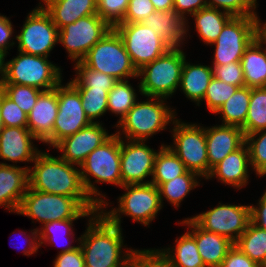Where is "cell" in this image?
<instances>
[{
    "label": "cell",
    "instance_id": "1",
    "mask_svg": "<svg viewBox=\"0 0 266 267\" xmlns=\"http://www.w3.org/2000/svg\"><path fill=\"white\" fill-rule=\"evenodd\" d=\"M40 151L28 170L29 188L75 198L84 208H100L86 192L80 168Z\"/></svg>",
    "mask_w": 266,
    "mask_h": 267
},
{
    "label": "cell",
    "instance_id": "2",
    "mask_svg": "<svg viewBox=\"0 0 266 267\" xmlns=\"http://www.w3.org/2000/svg\"><path fill=\"white\" fill-rule=\"evenodd\" d=\"M88 219V227L77 239L85 267H126L135 249L127 248L124 252L122 228L112 224L101 212Z\"/></svg>",
    "mask_w": 266,
    "mask_h": 267
},
{
    "label": "cell",
    "instance_id": "3",
    "mask_svg": "<svg viewBox=\"0 0 266 267\" xmlns=\"http://www.w3.org/2000/svg\"><path fill=\"white\" fill-rule=\"evenodd\" d=\"M79 168L86 192L100 209H106L110 203L105 199V195L98 191L94 183H108L122 187L120 137L113 133L107 141L85 158ZM90 176L96 180L92 182Z\"/></svg>",
    "mask_w": 266,
    "mask_h": 267
},
{
    "label": "cell",
    "instance_id": "4",
    "mask_svg": "<svg viewBox=\"0 0 266 267\" xmlns=\"http://www.w3.org/2000/svg\"><path fill=\"white\" fill-rule=\"evenodd\" d=\"M147 101H136L129 112L115 125L121 131L116 134L123 139L147 141L151 136L164 131L176 118L175 109L166 105L165 98L148 97ZM121 135H123L121 137ZM149 137V138H148Z\"/></svg>",
    "mask_w": 266,
    "mask_h": 267
},
{
    "label": "cell",
    "instance_id": "5",
    "mask_svg": "<svg viewBox=\"0 0 266 267\" xmlns=\"http://www.w3.org/2000/svg\"><path fill=\"white\" fill-rule=\"evenodd\" d=\"M100 208H84L75 198L36 191L28 187L17 214L44 224L56 220L92 217Z\"/></svg>",
    "mask_w": 266,
    "mask_h": 267
},
{
    "label": "cell",
    "instance_id": "6",
    "mask_svg": "<svg viewBox=\"0 0 266 267\" xmlns=\"http://www.w3.org/2000/svg\"><path fill=\"white\" fill-rule=\"evenodd\" d=\"M186 54L181 47H171L163 55L138 70L141 95L145 97H171L180 85Z\"/></svg>",
    "mask_w": 266,
    "mask_h": 267
},
{
    "label": "cell",
    "instance_id": "7",
    "mask_svg": "<svg viewBox=\"0 0 266 267\" xmlns=\"http://www.w3.org/2000/svg\"><path fill=\"white\" fill-rule=\"evenodd\" d=\"M121 188L126 192L118 198V208L111 211L100 209V212L114 225L121 228V215L130 216L134 222L146 227L150 225L162 209L160 193L157 186L147 184H127ZM105 211V212H104Z\"/></svg>",
    "mask_w": 266,
    "mask_h": 267
},
{
    "label": "cell",
    "instance_id": "8",
    "mask_svg": "<svg viewBox=\"0 0 266 267\" xmlns=\"http://www.w3.org/2000/svg\"><path fill=\"white\" fill-rule=\"evenodd\" d=\"M18 52L15 58L6 61L3 84L27 85L48 91L62 83L60 67L48 58Z\"/></svg>",
    "mask_w": 266,
    "mask_h": 267
},
{
    "label": "cell",
    "instance_id": "9",
    "mask_svg": "<svg viewBox=\"0 0 266 267\" xmlns=\"http://www.w3.org/2000/svg\"><path fill=\"white\" fill-rule=\"evenodd\" d=\"M82 62L88 68L117 80L138 78V71L133 66L121 37L113 28L89 50Z\"/></svg>",
    "mask_w": 266,
    "mask_h": 267
},
{
    "label": "cell",
    "instance_id": "10",
    "mask_svg": "<svg viewBox=\"0 0 266 267\" xmlns=\"http://www.w3.org/2000/svg\"><path fill=\"white\" fill-rule=\"evenodd\" d=\"M172 124L173 144L167 145L185 164L188 171L205 180L209 176V162L206 149L205 127L189 124L176 118Z\"/></svg>",
    "mask_w": 266,
    "mask_h": 267
},
{
    "label": "cell",
    "instance_id": "11",
    "mask_svg": "<svg viewBox=\"0 0 266 267\" xmlns=\"http://www.w3.org/2000/svg\"><path fill=\"white\" fill-rule=\"evenodd\" d=\"M113 29L121 37L136 70L159 58L171 46L145 23H119Z\"/></svg>",
    "mask_w": 266,
    "mask_h": 267
},
{
    "label": "cell",
    "instance_id": "12",
    "mask_svg": "<svg viewBox=\"0 0 266 267\" xmlns=\"http://www.w3.org/2000/svg\"><path fill=\"white\" fill-rule=\"evenodd\" d=\"M258 36V17L233 16L216 41L213 65L241 61L245 49Z\"/></svg>",
    "mask_w": 266,
    "mask_h": 267
},
{
    "label": "cell",
    "instance_id": "13",
    "mask_svg": "<svg viewBox=\"0 0 266 267\" xmlns=\"http://www.w3.org/2000/svg\"><path fill=\"white\" fill-rule=\"evenodd\" d=\"M58 31L51 16L39 4L28 13L20 33L15 36L18 51L48 58L58 44Z\"/></svg>",
    "mask_w": 266,
    "mask_h": 267
},
{
    "label": "cell",
    "instance_id": "14",
    "mask_svg": "<svg viewBox=\"0 0 266 267\" xmlns=\"http://www.w3.org/2000/svg\"><path fill=\"white\" fill-rule=\"evenodd\" d=\"M111 29L98 14L89 15L62 27L58 31V43L68 52L70 60L81 62Z\"/></svg>",
    "mask_w": 266,
    "mask_h": 267
},
{
    "label": "cell",
    "instance_id": "15",
    "mask_svg": "<svg viewBox=\"0 0 266 267\" xmlns=\"http://www.w3.org/2000/svg\"><path fill=\"white\" fill-rule=\"evenodd\" d=\"M202 229L235 243L251 222L250 205L222 204L191 217Z\"/></svg>",
    "mask_w": 266,
    "mask_h": 267
},
{
    "label": "cell",
    "instance_id": "16",
    "mask_svg": "<svg viewBox=\"0 0 266 267\" xmlns=\"http://www.w3.org/2000/svg\"><path fill=\"white\" fill-rule=\"evenodd\" d=\"M58 114L53 127V147L65 137L89 126L79 92L68 82L57 86Z\"/></svg>",
    "mask_w": 266,
    "mask_h": 267
},
{
    "label": "cell",
    "instance_id": "17",
    "mask_svg": "<svg viewBox=\"0 0 266 267\" xmlns=\"http://www.w3.org/2000/svg\"><path fill=\"white\" fill-rule=\"evenodd\" d=\"M157 153L158 150H153L147 146L145 141L124 140V138H120L122 186L151 183V180L145 179L149 176L152 178Z\"/></svg>",
    "mask_w": 266,
    "mask_h": 267
},
{
    "label": "cell",
    "instance_id": "18",
    "mask_svg": "<svg viewBox=\"0 0 266 267\" xmlns=\"http://www.w3.org/2000/svg\"><path fill=\"white\" fill-rule=\"evenodd\" d=\"M113 134H108L102 123H91L75 134L59 141L54 148L61 151V158L79 167L85 158Z\"/></svg>",
    "mask_w": 266,
    "mask_h": 267
},
{
    "label": "cell",
    "instance_id": "19",
    "mask_svg": "<svg viewBox=\"0 0 266 267\" xmlns=\"http://www.w3.org/2000/svg\"><path fill=\"white\" fill-rule=\"evenodd\" d=\"M58 114L57 87L43 91L27 115V128L38 139L53 147V127Z\"/></svg>",
    "mask_w": 266,
    "mask_h": 267
},
{
    "label": "cell",
    "instance_id": "20",
    "mask_svg": "<svg viewBox=\"0 0 266 267\" xmlns=\"http://www.w3.org/2000/svg\"><path fill=\"white\" fill-rule=\"evenodd\" d=\"M205 136L209 174L215 165L245 144V134L237 126L221 124L205 127Z\"/></svg>",
    "mask_w": 266,
    "mask_h": 267
},
{
    "label": "cell",
    "instance_id": "21",
    "mask_svg": "<svg viewBox=\"0 0 266 267\" xmlns=\"http://www.w3.org/2000/svg\"><path fill=\"white\" fill-rule=\"evenodd\" d=\"M34 140L38 141L27 127H4L0 131V159L33 163L41 151L34 146Z\"/></svg>",
    "mask_w": 266,
    "mask_h": 267
},
{
    "label": "cell",
    "instance_id": "22",
    "mask_svg": "<svg viewBox=\"0 0 266 267\" xmlns=\"http://www.w3.org/2000/svg\"><path fill=\"white\" fill-rule=\"evenodd\" d=\"M179 223L188 226V232L195 238L205 267H220L234 243L226 237L202 229L191 217Z\"/></svg>",
    "mask_w": 266,
    "mask_h": 267
},
{
    "label": "cell",
    "instance_id": "23",
    "mask_svg": "<svg viewBox=\"0 0 266 267\" xmlns=\"http://www.w3.org/2000/svg\"><path fill=\"white\" fill-rule=\"evenodd\" d=\"M29 168L0 162V207L5 206L9 212L17 213L29 187Z\"/></svg>",
    "mask_w": 266,
    "mask_h": 267
},
{
    "label": "cell",
    "instance_id": "24",
    "mask_svg": "<svg viewBox=\"0 0 266 267\" xmlns=\"http://www.w3.org/2000/svg\"><path fill=\"white\" fill-rule=\"evenodd\" d=\"M249 165H251L249 151L247 145L244 144L215 165L207 179L215 177L221 183L231 185L239 190L249 183Z\"/></svg>",
    "mask_w": 266,
    "mask_h": 267
},
{
    "label": "cell",
    "instance_id": "25",
    "mask_svg": "<svg viewBox=\"0 0 266 267\" xmlns=\"http://www.w3.org/2000/svg\"><path fill=\"white\" fill-rule=\"evenodd\" d=\"M39 4L58 30L80 18L97 14V0H41Z\"/></svg>",
    "mask_w": 266,
    "mask_h": 267
},
{
    "label": "cell",
    "instance_id": "26",
    "mask_svg": "<svg viewBox=\"0 0 266 267\" xmlns=\"http://www.w3.org/2000/svg\"><path fill=\"white\" fill-rule=\"evenodd\" d=\"M171 47H182L186 37V21L174 10L155 11L143 22ZM183 41V42H182Z\"/></svg>",
    "mask_w": 266,
    "mask_h": 267
},
{
    "label": "cell",
    "instance_id": "27",
    "mask_svg": "<svg viewBox=\"0 0 266 267\" xmlns=\"http://www.w3.org/2000/svg\"><path fill=\"white\" fill-rule=\"evenodd\" d=\"M245 86L259 88L266 86V45L258 36L245 49L241 58Z\"/></svg>",
    "mask_w": 266,
    "mask_h": 267
},
{
    "label": "cell",
    "instance_id": "28",
    "mask_svg": "<svg viewBox=\"0 0 266 267\" xmlns=\"http://www.w3.org/2000/svg\"><path fill=\"white\" fill-rule=\"evenodd\" d=\"M212 78L211 66L193 65L185 58L179 87L189 100L200 106Z\"/></svg>",
    "mask_w": 266,
    "mask_h": 267
},
{
    "label": "cell",
    "instance_id": "29",
    "mask_svg": "<svg viewBox=\"0 0 266 267\" xmlns=\"http://www.w3.org/2000/svg\"><path fill=\"white\" fill-rule=\"evenodd\" d=\"M196 31L204 44H213L222 32L225 24L233 17L231 14L215 8L206 7L191 15Z\"/></svg>",
    "mask_w": 266,
    "mask_h": 267
},
{
    "label": "cell",
    "instance_id": "30",
    "mask_svg": "<svg viewBox=\"0 0 266 267\" xmlns=\"http://www.w3.org/2000/svg\"><path fill=\"white\" fill-rule=\"evenodd\" d=\"M159 148L151 178V183L157 187L188 171L185 164L167 145L161 144Z\"/></svg>",
    "mask_w": 266,
    "mask_h": 267
},
{
    "label": "cell",
    "instance_id": "31",
    "mask_svg": "<svg viewBox=\"0 0 266 267\" xmlns=\"http://www.w3.org/2000/svg\"><path fill=\"white\" fill-rule=\"evenodd\" d=\"M249 103L250 88L247 86L240 87L214 114L222 116V125L242 128L247 118Z\"/></svg>",
    "mask_w": 266,
    "mask_h": 267
},
{
    "label": "cell",
    "instance_id": "32",
    "mask_svg": "<svg viewBox=\"0 0 266 267\" xmlns=\"http://www.w3.org/2000/svg\"><path fill=\"white\" fill-rule=\"evenodd\" d=\"M174 248L160 249L176 267H205L201 255L198 252L195 238L185 232L176 240Z\"/></svg>",
    "mask_w": 266,
    "mask_h": 267
},
{
    "label": "cell",
    "instance_id": "33",
    "mask_svg": "<svg viewBox=\"0 0 266 267\" xmlns=\"http://www.w3.org/2000/svg\"><path fill=\"white\" fill-rule=\"evenodd\" d=\"M199 177L198 174L187 171L181 176H177L168 182L162 183L158 187L162 206L164 203L163 198H165L170 204H173L172 206L178 209L180 203L189 192L200 185L198 181Z\"/></svg>",
    "mask_w": 266,
    "mask_h": 267
},
{
    "label": "cell",
    "instance_id": "34",
    "mask_svg": "<svg viewBox=\"0 0 266 267\" xmlns=\"http://www.w3.org/2000/svg\"><path fill=\"white\" fill-rule=\"evenodd\" d=\"M234 245L261 266L266 259V230L250 222Z\"/></svg>",
    "mask_w": 266,
    "mask_h": 267
},
{
    "label": "cell",
    "instance_id": "35",
    "mask_svg": "<svg viewBox=\"0 0 266 267\" xmlns=\"http://www.w3.org/2000/svg\"><path fill=\"white\" fill-rule=\"evenodd\" d=\"M242 130L245 136L266 130V87L250 88L248 114Z\"/></svg>",
    "mask_w": 266,
    "mask_h": 267
},
{
    "label": "cell",
    "instance_id": "36",
    "mask_svg": "<svg viewBox=\"0 0 266 267\" xmlns=\"http://www.w3.org/2000/svg\"><path fill=\"white\" fill-rule=\"evenodd\" d=\"M138 100L135 89L128 80H118L108 92V111L119 116L117 123L129 112Z\"/></svg>",
    "mask_w": 266,
    "mask_h": 267
},
{
    "label": "cell",
    "instance_id": "37",
    "mask_svg": "<svg viewBox=\"0 0 266 267\" xmlns=\"http://www.w3.org/2000/svg\"><path fill=\"white\" fill-rule=\"evenodd\" d=\"M75 63L76 77L69 81L74 88H93L110 91L118 81L103 72L88 68L82 61Z\"/></svg>",
    "mask_w": 266,
    "mask_h": 267
},
{
    "label": "cell",
    "instance_id": "38",
    "mask_svg": "<svg viewBox=\"0 0 266 267\" xmlns=\"http://www.w3.org/2000/svg\"><path fill=\"white\" fill-rule=\"evenodd\" d=\"M75 220H78V219L56 220V221H52V222H48L44 224L40 229H38L40 247L42 244H46V243L49 244V243L54 242L53 244L55 243L59 244L60 242L58 238H60L59 237L60 235L61 237H63L62 236L63 233H64L63 235L65 236V238L66 236H68L67 238H70V237L74 238L72 226H73V221ZM69 242H70L69 244L65 243V247L63 243L61 244L63 245L64 248L61 251H59V253L71 251L78 247V245L77 246L70 245L71 242H73L72 240Z\"/></svg>",
    "mask_w": 266,
    "mask_h": 267
},
{
    "label": "cell",
    "instance_id": "39",
    "mask_svg": "<svg viewBox=\"0 0 266 267\" xmlns=\"http://www.w3.org/2000/svg\"><path fill=\"white\" fill-rule=\"evenodd\" d=\"M81 97L83 109L91 123H98L97 120L108 111L107 97L108 90L93 88H75Z\"/></svg>",
    "mask_w": 266,
    "mask_h": 267
},
{
    "label": "cell",
    "instance_id": "40",
    "mask_svg": "<svg viewBox=\"0 0 266 267\" xmlns=\"http://www.w3.org/2000/svg\"><path fill=\"white\" fill-rule=\"evenodd\" d=\"M248 147L251 170L261 177L266 171V130H260L245 136Z\"/></svg>",
    "mask_w": 266,
    "mask_h": 267
},
{
    "label": "cell",
    "instance_id": "41",
    "mask_svg": "<svg viewBox=\"0 0 266 267\" xmlns=\"http://www.w3.org/2000/svg\"><path fill=\"white\" fill-rule=\"evenodd\" d=\"M4 94L15 102L27 115L36 104L42 90L19 84H2Z\"/></svg>",
    "mask_w": 266,
    "mask_h": 267
},
{
    "label": "cell",
    "instance_id": "42",
    "mask_svg": "<svg viewBox=\"0 0 266 267\" xmlns=\"http://www.w3.org/2000/svg\"><path fill=\"white\" fill-rule=\"evenodd\" d=\"M238 88V86L230 85L229 83L220 81L213 77L203 98L207 105V109L211 113H215Z\"/></svg>",
    "mask_w": 266,
    "mask_h": 267
},
{
    "label": "cell",
    "instance_id": "43",
    "mask_svg": "<svg viewBox=\"0 0 266 267\" xmlns=\"http://www.w3.org/2000/svg\"><path fill=\"white\" fill-rule=\"evenodd\" d=\"M257 0H206L207 7L222 10L232 16L258 17ZM222 8V9H221Z\"/></svg>",
    "mask_w": 266,
    "mask_h": 267
},
{
    "label": "cell",
    "instance_id": "44",
    "mask_svg": "<svg viewBox=\"0 0 266 267\" xmlns=\"http://www.w3.org/2000/svg\"><path fill=\"white\" fill-rule=\"evenodd\" d=\"M128 4L129 0H97V14L113 28L124 20Z\"/></svg>",
    "mask_w": 266,
    "mask_h": 267
},
{
    "label": "cell",
    "instance_id": "45",
    "mask_svg": "<svg viewBox=\"0 0 266 267\" xmlns=\"http://www.w3.org/2000/svg\"><path fill=\"white\" fill-rule=\"evenodd\" d=\"M0 114L4 127H27V114L1 88Z\"/></svg>",
    "mask_w": 266,
    "mask_h": 267
},
{
    "label": "cell",
    "instance_id": "46",
    "mask_svg": "<svg viewBox=\"0 0 266 267\" xmlns=\"http://www.w3.org/2000/svg\"><path fill=\"white\" fill-rule=\"evenodd\" d=\"M131 262L136 267H176L160 249H135Z\"/></svg>",
    "mask_w": 266,
    "mask_h": 267
},
{
    "label": "cell",
    "instance_id": "47",
    "mask_svg": "<svg viewBox=\"0 0 266 267\" xmlns=\"http://www.w3.org/2000/svg\"><path fill=\"white\" fill-rule=\"evenodd\" d=\"M213 77L233 86L244 87V75L240 61L212 66Z\"/></svg>",
    "mask_w": 266,
    "mask_h": 267
},
{
    "label": "cell",
    "instance_id": "48",
    "mask_svg": "<svg viewBox=\"0 0 266 267\" xmlns=\"http://www.w3.org/2000/svg\"><path fill=\"white\" fill-rule=\"evenodd\" d=\"M153 12L155 9L150 0H129L125 18L121 23H143Z\"/></svg>",
    "mask_w": 266,
    "mask_h": 267
},
{
    "label": "cell",
    "instance_id": "49",
    "mask_svg": "<svg viewBox=\"0 0 266 267\" xmlns=\"http://www.w3.org/2000/svg\"><path fill=\"white\" fill-rule=\"evenodd\" d=\"M53 267H85L84 256L80 245L74 250L58 253L53 262Z\"/></svg>",
    "mask_w": 266,
    "mask_h": 267
},
{
    "label": "cell",
    "instance_id": "50",
    "mask_svg": "<svg viewBox=\"0 0 266 267\" xmlns=\"http://www.w3.org/2000/svg\"><path fill=\"white\" fill-rule=\"evenodd\" d=\"M220 267H260V265L233 245Z\"/></svg>",
    "mask_w": 266,
    "mask_h": 267
},
{
    "label": "cell",
    "instance_id": "51",
    "mask_svg": "<svg viewBox=\"0 0 266 267\" xmlns=\"http://www.w3.org/2000/svg\"><path fill=\"white\" fill-rule=\"evenodd\" d=\"M206 7V0H174L173 10L186 21V35L189 32L186 15L189 14L191 16Z\"/></svg>",
    "mask_w": 266,
    "mask_h": 267
},
{
    "label": "cell",
    "instance_id": "52",
    "mask_svg": "<svg viewBox=\"0 0 266 267\" xmlns=\"http://www.w3.org/2000/svg\"><path fill=\"white\" fill-rule=\"evenodd\" d=\"M14 33L13 25L10 19L0 14V50L5 54L9 53L10 47L16 44L13 41L12 34ZM12 38V42L10 41Z\"/></svg>",
    "mask_w": 266,
    "mask_h": 267
},
{
    "label": "cell",
    "instance_id": "53",
    "mask_svg": "<svg viewBox=\"0 0 266 267\" xmlns=\"http://www.w3.org/2000/svg\"><path fill=\"white\" fill-rule=\"evenodd\" d=\"M251 223L266 230V191L260 197L257 206L250 205Z\"/></svg>",
    "mask_w": 266,
    "mask_h": 267
},
{
    "label": "cell",
    "instance_id": "54",
    "mask_svg": "<svg viewBox=\"0 0 266 267\" xmlns=\"http://www.w3.org/2000/svg\"><path fill=\"white\" fill-rule=\"evenodd\" d=\"M38 229L39 228H35V229L30 230L31 231L30 235H27L26 232L24 234L22 231L20 232L22 235H25V239L29 238L28 240H26L29 247H27L28 249L25 248L23 250V255L30 256L34 253H37L38 248H40ZM26 235L28 236L27 238H26ZM16 246L17 245H15V247Z\"/></svg>",
    "mask_w": 266,
    "mask_h": 267
},
{
    "label": "cell",
    "instance_id": "55",
    "mask_svg": "<svg viewBox=\"0 0 266 267\" xmlns=\"http://www.w3.org/2000/svg\"><path fill=\"white\" fill-rule=\"evenodd\" d=\"M155 11H170L173 10L174 0H150Z\"/></svg>",
    "mask_w": 266,
    "mask_h": 267
},
{
    "label": "cell",
    "instance_id": "56",
    "mask_svg": "<svg viewBox=\"0 0 266 267\" xmlns=\"http://www.w3.org/2000/svg\"><path fill=\"white\" fill-rule=\"evenodd\" d=\"M7 54H5L3 51L0 50V87L4 83L5 80V67H6V62L5 58Z\"/></svg>",
    "mask_w": 266,
    "mask_h": 267
},
{
    "label": "cell",
    "instance_id": "57",
    "mask_svg": "<svg viewBox=\"0 0 266 267\" xmlns=\"http://www.w3.org/2000/svg\"><path fill=\"white\" fill-rule=\"evenodd\" d=\"M260 20L258 17V38L266 45V22L261 23Z\"/></svg>",
    "mask_w": 266,
    "mask_h": 267
},
{
    "label": "cell",
    "instance_id": "58",
    "mask_svg": "<svg viewBox=\"0 0 266 267\" xmlns=\"http://www.w3.org/2000/svg\"><path fill=\"white\" fill-rule=\"evenodd\" d=\"M0 104H1V87H0ZM4 128L3 122H2V118H1V114H0V131Z\"/></svg>",
    "mask_w": 266,
    "mask_h": 267
},
{
    "label": "cell",
    "instance_id": "59",
    "mask_svg": "<svg viewBox=\"0 0 266 267\" xmlns=\"http://www.w3.org/2000/svg\"><path fill=\"white\" fill-rule=\"evenodd\" d=\"M126 267H136L132 262H130Z\"/></svg>",
    "mask_w": 266,
    "mask_h": 267
},
{
    "label": "cell",
    "instance_id": "60",
    "mask_svg": "<svg viewBox=\"0 0 266 267\" xmlns=\"http://www.w3.org/2000/svg\"><path fill=\"white\" fill-rule=\"evenodd\" d=\"M260 267H266V259Z\"/></svg>",
    "mask_w": 266,
    "mask_h": 267
}]
</instances>
